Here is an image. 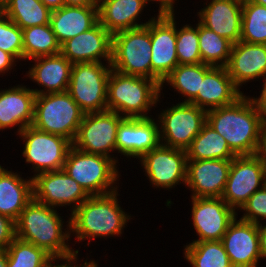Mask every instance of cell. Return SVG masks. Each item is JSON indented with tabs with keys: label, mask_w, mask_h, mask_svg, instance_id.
Wrapping results in <instances>:
<instances>
[{
	"label": "cell",
	"mask_w": 266,
	"mask_h": 267,
	"mask_svg": "<svg viewBox=\"0 0 266 267\" xmlns=\"http://www.w3.org/2000/svg\"><path fill=\"white\" fill-rule=\"evenodd\" d=\"M257 155L261 159L266 172V123L263 125L261 140L258 148Z\"/></svg>",
	"instance_id": "obj_44"
},
{
	"label": "cell",
	"mask_w": 266,
	"mask_h": 267,
	"mask_svg": "<svg viewBox=\"0 0 266 267\" xmlns=\"http://www.w3.org/2000/svg\"><path fill=\"white\" fill-rule=\"evenodd\" d=\"M153 0H101L98 5L99 23L111 34L142 27L137 23L146 4Z\"/></svg>",
	"instance_id": "obj_27"
},
{
	"label": "cell",
	"mask_w": 266,
	"mask_h": 267,
	"mask_svg": "<svg viewBox=\"0 0 266 267\" xmlns=\"http://www.w3.org/2000/svg\"><path fill=\"white\" fill-rule=\"evenodd\" d=\"M172 105L158 115L160 142L186 150L206 123L207 111L190 103Z\"/></svg>",
	"instance_id": "obj_9"
},
{
	"label": "cell",
	"mask_w": 266,
	"mask_h": 267,
	"mask_svg": "<svg viewBox=\"0 0 266 267\" xmlns=\"http://www.w3.org/2000/svg\"><path fill=\"white\" fill-rule=\"evenodd\" d=\"M16 61L18 60L13 55L0 49V74H5V72L12 70V67L16 66Z\"/></svg>",
	"instance_id": "obj_42"
},
{
	"label": "cell",
	"mask_w": 266,
	"mask_h": 267,
	"mask_svg": "<svg viewBox=\"0 0 266 267\" xmlns=\"http://www.w3.org/2000/svg\"><path fill=\"white\" fill-rule=\"evenodd\" d=\"M232 159L187 160L186 184L191 197H222Z\"/></svg>",
	"instance_id": "obj_19"
},
{
	"label": "cell",
	"mask_w": 266,
	"mask_h": 267,
	"mask_svg": "<svg viewBox=\"0 0 266 267\" xmlns=\"http://www.w3.org/2000/svg\"><path fill=\"white\" fill-rule=\"evenodd\" d=\"M32 199V178L23 179L19 173L0 165V214L16 221Z\"/></svg>",
	"instance_id": "obj_28"
},
{
	"label": "cell",
	"mask_w": 266,
	"mask_h": 267,
	"mask_svg": "<svg viewBox=\"0 0 266 267\" xmlns=\"http://www.w3.org/2000/svg\"><path fill=\"white\" fill-rule=\"evenodd\" d=\"M124 118L109 110L85 114L72 146L85 153L112 158L119 163L110 153L116 151L117 129Z\"/></svg>",
	"instance_id": "obj_11"
},
{
	"label": "cell",
	"mask_w": 266,
	"mask_h": 267,
	"mask_svg": "<svg viewBox=\"0 0 266 267\" xmlns=\"http://www.w3.org/2000/svg\"><path fill=\"white\" fill-rule=\"evenodd\" d=\"M118 190L105 195H94L86 199L70 215V232L78 241L120 236L131 216L118 204Z\"/></svg>",
	"instance_id": "obj_3"
},
{
	"label": "cell",
	"mask_w": 266,
	"mask_h": 267,
	"mask_svg": "<svg viewBox=\"0 0 266 267\" xmlns=\"http://www.w3.org/2000/svg\"><path fill=\"white\" fill-rule=\"evenodd\" d=\"M0 267H7V251L0 249Z\"/></svg>",
	"instance_id": "obj_49"
},
{
	"label": "cell",
	"mask_w": 266,
	"mask_h": 267,
	"mask_svg": "<svg viewBox=\"0 0 266 267\" xmlns=\"http://www.w3.org/2000/svg\"><path fill=\"white\" fill-rule=\"evenodd\" d=\"M35 64L27 72L29 79L43 89H31L35 95L66 92L71 77L72 63L61 53L31 59ZM45 87V88H44Z\"/></svg>",
	"instance_id": "obj_24"
},
{
	"label": "cell",
	"mask_w": 266,
	"mask_h": 267,
	"mask_svg": "<svg viewBox=\"0 0 266 267\" xmlns=\"http://www.w3.org/2000/svg\"><path fill=\"white\" fill-rule=\"evenodd\" d=\"M235 1H238V2H240V3H245V2H249V1H251V0H235Z\"/></svg>",
	"instance_id": "obj_53"
},
{
	"label": "cell",
	"mask_w": 266,
	"mask_h": 267,
	"mask_svg": "<svg viewBox=\"0 0 266 267\" xmlns=\"http://www.w3.org/2000/svg\"><path fill=\"white\" fill-rule=\"evenodd\" d=\"M265 184V168L257 154L235 156L221 198L236 212Z\"/></svg>",
	"instance_id": "obj_13"
},
{
	"label": "cell",
	"mask_w": 266,
	"mask_h": 267,
	"mask_svg": "<svg viewBox=\"0 0 266 267\" xmlns=\"http://www.w3.org/2000/svg\"><path fill=\"white\" fill-rule=\"evenodd\" d=\"M199 51L203 64L225 67L229 61L232 43L206 28L198 21Z\"/></svg>",
	"instance_id": "obj_34"
},
{
	"label": "cell",
	"mask_w": 266,
	"mask_h": 267,
	"mask_svg": "<svg viewBox=\"0 0 266 267\" xmlns=\"http://www.w3.org/2000/svg\"><path fill=\"white\" fill-rule=\"evenodd\" d=\"M32 181L33 199L49 207L70 206L72 203V213L90 197L63 169L39 173L32 176Z\"/></svg>",
	"instance_id": "obj_14"
},
{
	"label": "cell",
	"mask_w": 266,
	"mask_h": 267,
	"mask_svg": "<svg viewBox=\"0 0 266 267\" xmlns=\"http://www.w3.org/2000/svg\"><path fill=\"white\" fill-rule=\"evenodd\" d=\"M111 70V63L85 62L72 65L67 92L85 114L108 110L107 85Z\"/></svg>",
	"instance_id": "obj_8"
},
{
	"label": "cell",
	"mask_w": 266,
	"mask_h": 267,
	"mask_svg": "<svg viewBox=\"0 0 266 267\" xmlns=\"http://www.w3.org/2000/svg\"><path fill=\"white\" fill-rule=\"evenodd\" d=\"M96 4H98L101 0H94Z\"/></svg>",
	"instance_id": "obj_54"
},
{
	"label": "cell",
	"mask_w": 266,
	"mask_h": 267,
	"mask_svg": "<svg viewBox=\"0 0 266 267\" xmlns=\"http://www.w3.org/2000/svg\"><path fill=\"white\" fill-rule=\"evenodd\" d=\"M205 76V64H178V66L162 81L160 90L164 83H168L181 96L185 97L182 103H190L198 94L201 80ZM163 86V87H162Z\"/></svg>",
	"instance_id": "obj_32"
},
{
	"label": "cell",
	"mask_w": 266,
	"mask_h": 267,
	"mask_svg": "<svg viewBox=\"0 0 266 267\" xmlns=\"http://www.w3.org/2000/svg\"><path fill=\"white\" fill-rule=\"evenodd\" d=\"M7 267H45L53 258L34 244L15 238L7 247Z\"/></svg>",
	"instance_id": "obj_36"
},
{
	"label": "cell",
	"mask_w": 266,
	"mask_h": 267,
	"mask_svg": "<svg viewBox=\"0 0 266 267\" xmlns=\"http://www.w3.org/2000/svg\"><path fill=\"white\" fill-rule=\"evenodd\" d=\"M15 238V221L8 216L0 214V249H7Z\"/></svg>",
	"instance_id": "obj_40"
},
{
	"label": "cell",
	"mask_w": 266,
	"mask_h": 267,
	"mask_svg": "<svg viewBox=\"0 0 266 267\" xmlns=\"http://www.w3.org/2000/svg\"><path fill=\"white\" fill-rule=\"evenodd\" d=\"M1 11L21 29L50 24L51 11L40 0H6Z\"/></svg>",
	"instance_id": "obj_30"
},
{
	"label": "cell",
	"mask_w": 266,
	"mask_h": 267,
	"mask_svg": "<svg viewBox=\"0 0 266 267\" xmlns=\"http://www.w3.org/2000/svg\"><path fill=\"white\" fill-rule=\"evenodd\" d=\"M77 256H78V252H74L71 255L59 258L60 261L61 260L64 261V263L61 264V267H98V264L94 260H91L89 262L85 261L84 264H81V266H78V264L74 265L77 262V259H78ZM72 262H74V263H72Z\"/></svg>",
	"instance_id": "obj_43"
},
{
	"label": "cell",
	"mask_w": 266,
	"mask_h": 267,
	"mask_svg": "<svg viewBox=\"0 0 266 267\" xmlns=\"http://www.w3.org/2000/svg\"><path fill=\"white\" fill-rule=\"evenodd\" d=\"M63 170L90 195H105L117 191L119 172L109 157L89 154L71 146Z\"/></svg>",
	"instance_id": "obj_5"
},
{
	"label": "cell",
	"mask_w": 266,
	"mask_h": 267,
	"mask_svg": "<svg viewBox=\"0 0 266 267\" xmlns=\"http://www.w3.org/2000/svg\"><path fill=\"white\" fill-rule=\"evenodd\" d=\"M251 2H254L258 5L266 6V0H251Z\"/></svg>",
	"instance_id": "obj_51"
},
{
	"label": "cell",
	"mask_w": 266,
	"mask_h": 267,
	"mask_svg": "<svg viewBox=\"0 0 266 267\" xmlns=\"http://www.w3.org/2000/svg\"><path fill=\"white\" fill-rule=\"evenodd\" d=\"M206 123L225 138L236 156L257 154L264 122L249 96L208 110Z\"/></svg>",
	"instance_id": "obj_1"
},
{
	"label": "cell",
	"mask_w": 266,
	"mask_h": 267,
	"mask_svg": "<svg viewBox=\"0 0 266 267\" xmlns=\"http://www.w3.org/2000/svg\"><path fill=\"white\" fill-rule=\"evenodd\" d=\"M154 18L145 26L112 35V69L151 79V21Z\"/></svg>",
	"instance_id": "obj_7"
},
{
	"label": "cell",
	"mask_w": 266,
	"mask_h": 267,
	"mask_svg": "<svg viewBox=\"0 0 266 267\" xmlns=\"http://www.w3.org/2000/svg\"><path fill=\"white\" fill-rule=\"evenodd\" d=\"M23 60L61 53V45L50 24L22 29Z\"/></svg>",
	"instance_id": "obj_31"
},
{
	"label": "cell",
	"mask_w": 266,
	"mask_h": 267,
	"mask_svg": "<svg viewBox=\"0 0 266 267\" xmlns=\"http://www.w3.org/2000/svg\"><path fill=\"white\" fill-rule=\"evenodd\" d=\"M1 90L0 130L18 126L19 134L24 128L33 124L36 95L23 85Z\"/></svg>",
	"instance_id": "obj_25"
},
{
	"label": "cell",
	"mask_w": 266,
	"mask_h": 267,
	"mask_svg": "<svg viewBox=\"0 0 266 267\" xmlns=\"http://www.w3.org/2000/svg\"><path fill=\"white\" fill-rule=\"evenodd\" d=\"M66 6H98L94 0H64Z\"/></svg>",
	"instance_id": "obj_46"
},
{
	"label": "cell",
	"mask_w": 266,
	"mask_h": 267,
	"mask_svg": "<svg viewBox=\"0 0 266 267\" xmlns=\"http://www.w3.org/2000/svg\"><path fill=\"white\" fill-rule=\"evenodd\" d=\"M262 91L258 98L251 97L256 109L261 114L262 120L266 123V76L263 79Z\"/></svg>",
	"instance_id": "obj_41"
},
{
	"label": "cell",
	"mask_w": 266,
	"mask_h": 267,
	"mask_svg": "<svg viewBox=\"0 0 266 267\" xmlns=\"http://www.w3.org/2000/svg\"><path fill=\"white\" fill-rule=\"evenodd\" d=\"M225 67L239 89L246 82L264 78L266 76V44L243 41L233 44Z\"/></svg>",
	"instance_id": "obj_22"
},
{
	"label": "cell",
	"mask_w": 266,
	"mask_h": 267,
	"mask_svg": "<svg viewBox=\"0 0 266 267\" xmlns=\"http://www.w3.org/2000/svg\"><path fill=\"white\" fill-rule=\"evenodd\" d=\"M63 220L54 207L32 199L15 221L16 238L34 244L52 258H61L79 252L68 244L71 236L70 217L66 221L67 230L63 228L65 227Z\"/></svg>",
	"instance_id": "obj_2"
},
{
	"label": "cell",
	"mask_w": 266,
	"mask_h": 267,
	"mask_svg": "<svg viewBox=\"0 0 266 267\" xmlns=\"http://www.w3.org/2000/svg\"><path fill=\"white\" fill-rule=\"evenodd\" d=\"M0 49L23 60L22 29L0 10Z\"/></svg>",
	"instance_id": "obj_38"
},
{
	"label": "cell",
	"mask_w": 266,
	"mask_h": 267,
	"mask_svg": "<svg viewBox=\"0 0 266 267\" xmlns=\"http://www.w3.org/2000/svg\"><path fill=\"white\" fill-rule=\"evenodd\" d=\"M152 118L125 117L119 124L116 151L126 157L140 159L157 148L160 142L159 124Z\"/></svg>",
	"instance_id": "obj_17"
},
{
	"label": "cell",
	"mask_w": 266,
	"mask_h": 267,
	"mask_svg": "<svg viewBox=\"0 0 266 267\" xmlns=\"http://www.w3.org/2000/svg\"><path fill=\"white\" fill-rule=\"evenodd\" d=\"M160 97V85L156 81L111 70L107 85L109 111L123 117L149 118L148 112Z\"/></svg>",
	"instance_id": "obj_4"
},
{
	"label": "cell",
	"mask_w": 266,
	"mask_h": 267,
	"mask_svg": "<svg viewBox=\"0 0 266 267\" xmlns=\"http://www.w3.org/2000/svg\"><path fill=\"white\" fill-rule=\"evenodd\" d=\"M240 210L245 211L241 220L255 224H260L262 219L266 220V184L253 193Z\"/></svg>",
	"instance_id": "obj_39"
},
{
	"label": "cell",
	"mask_w": 266,
	"mask_h": 267,
	"mask_svg": "<svg viewBox=\"0 0 266 267\" xmlns=\"http://www.w3.org/2000/svg\"><path fill=\"white\" fill-rule=\"evenodd\" d=\"M99 22L98 6H66L51 11L50 25L62 45Z\"/></svg>",
	"instance_id": "obj_26"
},
{
	"label": "cell",
	"mask_w": 266,
	"mask_h": 267,
	"mask_svg": "<svg viewBox=\"0 0 266 267\" xmlns=\"http://www.w3.org/2000/svg\"><path fill=\"white\" fill-rule=\"evenodd\" d=\"M50 11L63 7L64 0H40Z\"/></svg>",
	"instance_id": "obj_47"
},
{
	"label": "cell",
	"mask_w": 266,
	"mask_h": 267,
	"mask_svg": "<svg viewBox=\"0 0 266 267\" xmlns=\"http://www.w3.org/2000/svg\"><path fill=\"white\" fill-rule=\"evenodd\" d=\"M264 223L266 224V222ZM264 223L258 224L260 255L263 259L266 258V225Z\"/></svg>",
	"instance_id": "obj_45"
},
{
	"label": "cell",
	"mask_w": 266,
	"mask_h": 267,
	"mask_svg": "<svg viewBox=\"0 0 266 267\" xmlns=\"http://www.w3.org/2000/svg\"><path fill=\"white\" fill-rule=\"evenodd\" d=\"M176 45L178 64L202 63L199 51L198 24L196 27L186 24L181 29H177L176 26Z\"/></svg>",
	"instance_id": "obj_37"
},
{
	"label": "cell",
	"mask_w": 266,
	"mask_h": 267,
	"mask_svg": "<svg viewBox=\"0 0 266 267\" xmlns=\"http://www.w3.org/2000/svg\"><path fill=\"white\" fill-rule=\"evenodd\" d=\"M84 115L67 91L36 95L32 126L73 143Z\"/></svg>",
	"instance_id": "obj_6"
},
{
	"label": "cell",
	"mask_w": 266,
	"mask_h": 267,
	"mask_svg": "<svg viewBox=\"0 0 266 267\" xmlns=\"http://www.w3.org/2000/svg\"><path fill=\"white\" fill-rule=\"evenodd\" d=\"M139 160L152 187L168 190L181 184V181L186 184L188 160L186 150L160 144Z\"/></svg>",
	"instance_id": "obj_15"
},
{
	"label": "cell",
	"mask_w": 266,
	"mask_h": 267,
	"mask_svg": "<svg viewBox=\"0 0 266 267\" xmlns=\"http://www.w3.org/2000/svg\"><path fill=\"white\" fill-rule=\"evenodd\" d=\"M174 9H158L151 21V80L162 81L178 66Z\"/></svg>",
	"instance_id": "obj_12"
},
{
	"label": "cell",
	"mask_w": 266,
	"mask_h": 267,
	"mask_svg": "<svg viewBox=\"0 0 266 267\" xmlns=\"http://www.w3.org/2000/svg\"><path fill=\"white\" fill-rule=\"evenodd\" d=\"M59 258H53L45 267H61V264L59 265V261H58ZM55 262L57 261L58 264L55 265V263L53 264L52 262Z\"/></svg>",
	"instance_id": "obj_50"
},
{
	"label": "cell",
	"mask_w": 266,
	"mask_h": 267,
	"mask_svg": "<svg viewBox=\"0 0 266 267\" xmlns=\"http://www.w3.org/2000/svg\"><path fill=\"white\" fill-rule=\"evenodd\" d=\"M184 256L192 267H233L221 240L193 241L185 246Z\"/></svg>",
	"instance_id": "obj_33"
},
{
	"label": "cell",
	"mask_w": 266,
	"mask_h": 267,
	"mask_svg": "<svg viewBox=\"0 0 266 267\" xmlns=\"http://www.w3.org/2000/svg\"><path fill=\"white\" fill-rule=\"evenodd\" d=\"M23 139L22 155L27 164H32L37 175L42 172L62 170L72 143L59 135L38 130L30 125L19 134Z\"/></svg>",
	"instance_id": "obj_10"
},
{
	"label": "cell",
	"mask_w": 266,
	"mask_h": 267,
	"mask_svg": "<svg viewBox=\"0 0 266 267\" xmlns=\"http://www.w3.org/2000/svg\"><path fill=\"white\" fill-rule=\"evenodd\" d=\"M243 95L228 75L226 67L205 64V76L201 80L200 90L190 104L208 111L231 105Z\"/></svg>",
	"instance_id": "obj_21"
},
{
	"label": "cell",
	"mask_w": 266,
	"mask_h": 267,
	"mask_svg": "<svg viewBox=\"0 0 266 267\" xmlns=\"http://www.w3.org/2000/svg\"><path fill=\"white\" fill-rule=\"evenodd\" d=\"M240 41L266 44V6L251 1L242 4Z\"/></svg>",
	"instance_id": "obj_35"
},
{
	"label": "cell",
	"mask_w": 266,
	"mask_h": 267,
	"mask_svg": "<svg viewBox=\"0 0 266 267\" xmlns=\"http://www.w3.org/2000/svg\"><path fill=\"white\" fill-rule=\"evenodd\" d=\"M186 156L188 160H205L233 159L236 155L230 150L225 138L205 123L186 149Z\"/></svg>",
	"instance_id": "obj_29"
},
{
	"label": "cell",
	"mask_w": 266,
	"mask_h": 267,
	"mask_svg": "<svg viewBox=\"0 0 266 267\" xmlns=\"http://www.w3.org/2000/svg\"><path fill=\"white\" fill-rule=\"evenodd\" d=\"M194 230L199 236L194 241L221 240L235 212L221 197H191Z\"/></svg>",
	"instance_id": "obj_16"
},
{
	"label": "cell",
	"mask_w": 266,
	"mask_h": 267,
	"mask_svg": "<svg viewBox=\"0 0 266 267\" xmlns=\"http://www.w3.org/2000/svg\"><path fill=\"white\" fill-rule=\"evenodd\" d=\"M61 54L72 64L85 62L111 63L112 35L98 22L61 45Z\"/></svg>",
	"instance_id": "obj_20"
},
{
	"label": "cell",
	"mask_w": 266,
	"mask_h": 267,
	"mask_svg": "<svg viewBox=\"0 0 266 267\" xmlns=\"http://www.w3.org/2000/svg\"><path fill=\"white\" fill-rule=\"evenodd\" d=\"M175 0H160L159 9L171 10L174 9Z\"/></svg>",
	"instance_id": "obj_48"
},
{
	"label": "cell",
	"mask_w": 266,
	"mask_h": 267,
	"mask_svg": "<svg viewBox=\"0 0 266 267\" xmlns=\"http://www.w3.org/2000/svg\"><path fill=\"white\" fill-rule=\"evenodd\" d=\"M6 0H0V10L3 8Z\"/></svg>",
	"instance_id": "obj_52"
},
{
	"label": "cell",
	"mask_w": 266,
	"mask_h": 267,
	"mask_svg": "<svg viewBox=\"0 0 266 267\" xmlns=\"http://www.w3.org/2000/svg\"><path fill=\"white\" fill-rule=\"evenodd\" d=\"M221 242L233 267H257L260 255L258 224L237 220L229 224Z\"/></svg>",
	"instance_id": "obj_18"
},
{
	"label": "cell",
	"mask_w": 266,
	"mask_h": 267,
	"mask_svg": "<svg viewBox=\"0 0 266 267\" xmlns=\"http://www.w3.org/2000/svg\"><path fill=\"white\" fill-rule=\"evenodd\" d=\"M197 15L203 26L232 44L240 41L242 3L235 0H212Z\"/></svg>",
	"instance_id": "obj_23"
}]
</instances>
